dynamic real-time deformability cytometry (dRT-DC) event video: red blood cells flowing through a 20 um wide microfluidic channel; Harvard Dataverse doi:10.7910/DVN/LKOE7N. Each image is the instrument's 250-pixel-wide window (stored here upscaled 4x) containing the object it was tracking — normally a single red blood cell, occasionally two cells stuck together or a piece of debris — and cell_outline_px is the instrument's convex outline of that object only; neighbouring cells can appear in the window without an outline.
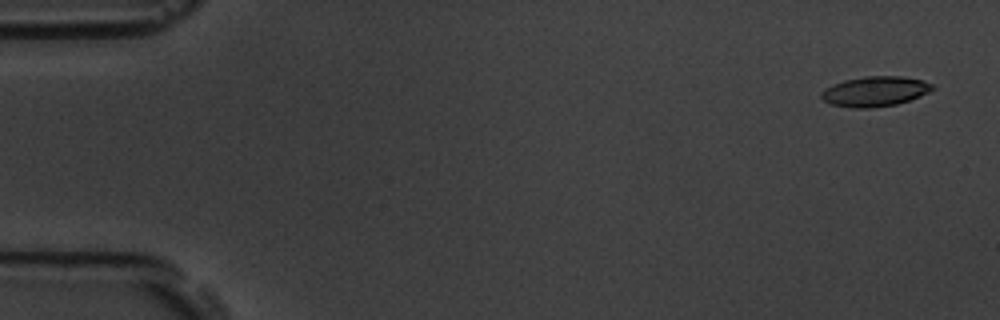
{"species": "common noctule bat (a hibernating species)", "species_latin": "Nyctalus noctula", "temperature_condition": "room temperature", "stored_images_in_passage": 5, "camera_frame_rate_fps": 3000, "um_per_image_px": 0.085, "animal": {"sex": "male", "body_mass_g": 19.5, "forearm_length_mm": 54.6}, "frame": {"image": 1, "passage_image": 1, "time_ms": 0.0, "image_size_px": [1000, 320], "cell_outline_px": [[936, 88], [920, 96], [896, 104], [872, 108], [852, 108], [832, 104], [824, 100], [820, 96], [820, 92], [824, 88], [832, 84], [844, 80], [864, 76], [900, 76], [920, 80], [932, 84]], "centroid_in_image_um": [74.33, 7.76], "position_along_channel_um": 10.7, "area_um2": 19.42}}
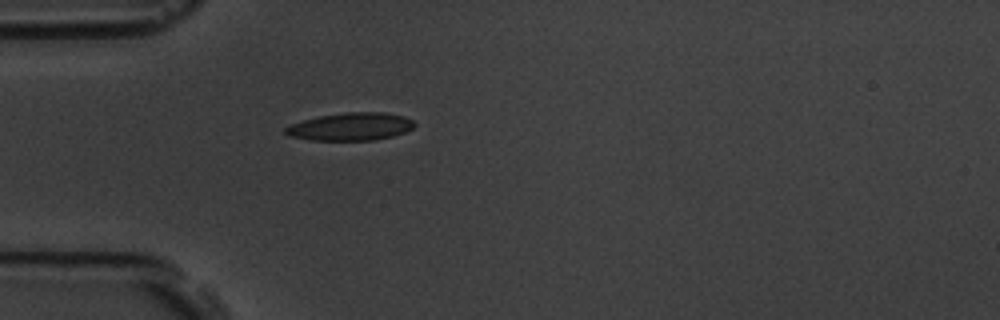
{"frame": {"image": 2, "passage_image": 5, "time_ms": 4.667, "image_size_px": [1000, 320], "cell_outline_px": [[416, 124], [412, 128], [404, 132], [392, 136], [372, 140], [308, 140], [288, 136], [284, 132], [284, 128], [292, 124], [304, 120], [320, 116], [344, 112], [384, 112], [404, 116], [412, 120]], "centroid_in_image_um": [29.79, 10.76], "position_along_channel_um": 55.2, "area_um2": 20.81}}